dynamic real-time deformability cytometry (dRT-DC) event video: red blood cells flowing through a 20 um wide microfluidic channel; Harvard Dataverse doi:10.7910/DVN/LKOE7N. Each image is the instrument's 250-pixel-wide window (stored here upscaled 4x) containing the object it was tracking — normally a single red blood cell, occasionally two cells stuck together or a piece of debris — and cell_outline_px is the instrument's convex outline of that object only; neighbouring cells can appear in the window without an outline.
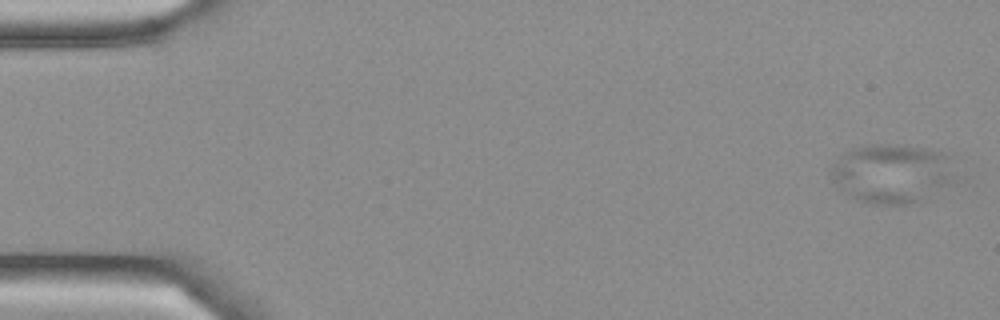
{"species": "Egyptian fruit bat (a non-hibernating species)", "species_latin": "Rousettus aegyptiacus", "temperature_condition": "cold", "stored_images_in_passage": 5, "camera_frame_rate_fps": 3000, "um_per_image_px": 0.085, "frame": {"image": 1, "passage_image": 1, "time_ms": 0.0, "image_size_px": [1000, 320], "cell_outline_px": [[968, 180], [920, 204], [872, 204], [860, 200], [836, 188], [828, 172], [840, 156], [844, 152], [852, 148], [868, 144], [884, 144], [924, 148], [944, 152], [952, 156]], "centroid_in_image_um": [76.1, 14.78], "position_along_channel_um": 8.9, "area_um2": 45.84}}
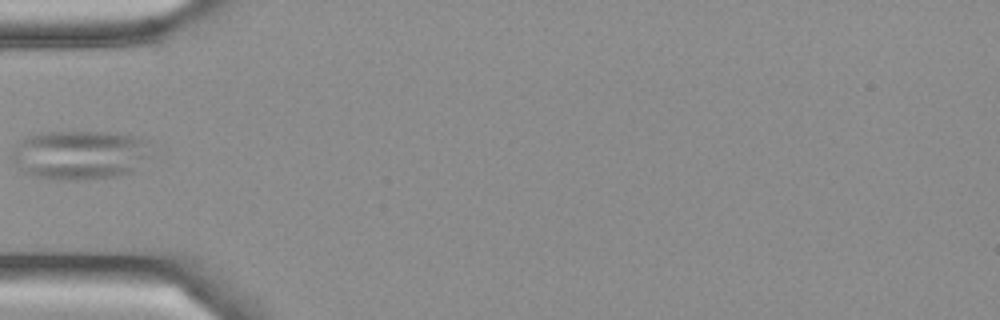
{"frame": {"image": 2, "passage_image": 5, "time_ms": 1.333, "image_size_px": [1000, 320], "cell_outline_px": [[148, 156], [132, 172], [116, 176], [84, 180], [52, 180], [32, 176], [20, 172], [12, 160], [12, 152], [16, 144], [24, 136], [40, 132], [108, 132], [140, 136], [148, 140]], "centroid_in_image_um": [6.72, 13.17], "position_along_channel_um": 78.3, "area_um2": 40.58}}